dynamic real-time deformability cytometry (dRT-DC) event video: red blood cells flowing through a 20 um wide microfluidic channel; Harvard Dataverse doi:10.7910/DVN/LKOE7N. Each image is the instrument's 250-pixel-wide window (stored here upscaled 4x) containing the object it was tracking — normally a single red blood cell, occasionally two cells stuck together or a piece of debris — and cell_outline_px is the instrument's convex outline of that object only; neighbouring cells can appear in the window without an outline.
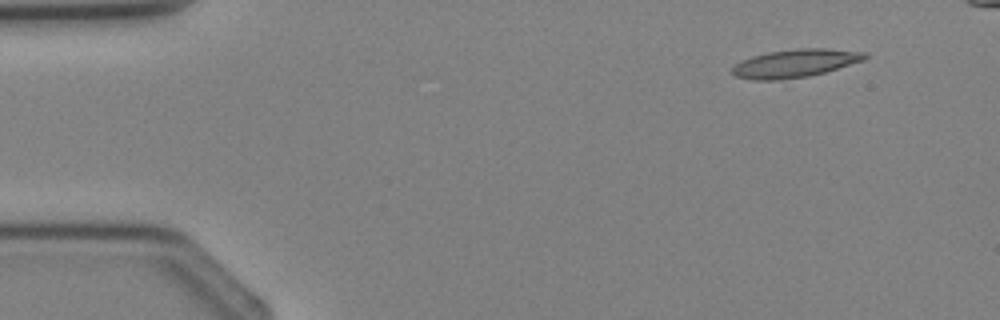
{"species": "Egyptian fruit bat (a non-hibernating species)", "species_latin": "Rousettus aegyptiacus", "temperature_condition": "cold", "stored_images_in_passage": 4, "camera_frame_rate_fps": 3000, "um_per_image_px": 0.085, "animal": {"sex": "female"}, "frame": {"image": 1, "passage_image": 1, "time_ms": 0.0, "image_size_px": [1000, 320], "cell_outline_px": [[868, 56], [864, 60], [824, 72], [808, 76], [776, 80], [752, 80], [736, 76], [732, 72], [732, 64], [752, 56], [768, 52], [796, 48], [828, 48], [864, 52]], "centroid_in_image_um": [67.55, 5.37], "position_along_channel_um": 17.5, "area_um2": 21.68}}